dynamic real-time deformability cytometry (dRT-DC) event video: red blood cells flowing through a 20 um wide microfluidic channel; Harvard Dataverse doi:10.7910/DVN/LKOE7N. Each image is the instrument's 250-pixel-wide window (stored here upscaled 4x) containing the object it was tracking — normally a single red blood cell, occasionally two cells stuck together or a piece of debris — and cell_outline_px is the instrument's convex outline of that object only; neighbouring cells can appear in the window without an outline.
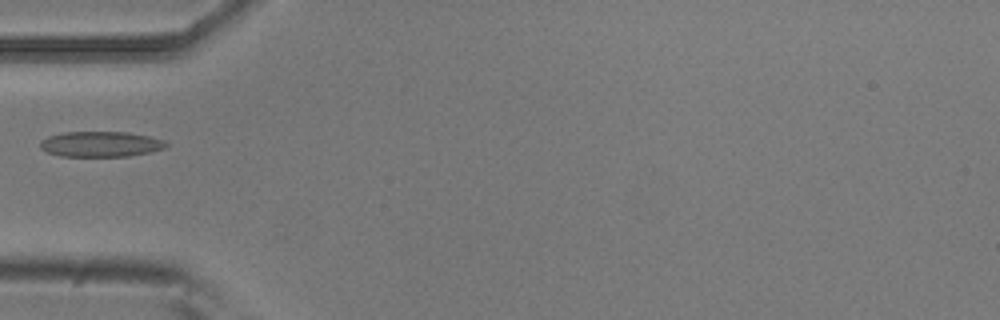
{"species": "common noctule bat (a hibernating species)", "species_latin": "Nyctalus noctula", "temperature_condition": "room temperature", "stored_images_in_passage": 4, "camera_frame_rate_fps": 3000, "um_per_image_px": 0.085, "animal": {"sex": "male", "body_mass_g": 20.5, "forearm_length_mm": 52.5}, "frame": {"image": 1, "passage_image": 3, "time_ms": 0.667, "image_size_px": [1000, 320], "cell_outline_px": [[168, 148], [128, 156], [60, 156], [48, 152], [40, 148], [40, 140], [48, 136], [64, 132], [128, 132], [148, 136], [164, 140], [168, 144]], "centroid_in_image_um": [8.56, 12.24], "position_along_channel_um": 76.4, "area_um2": 18.67}}
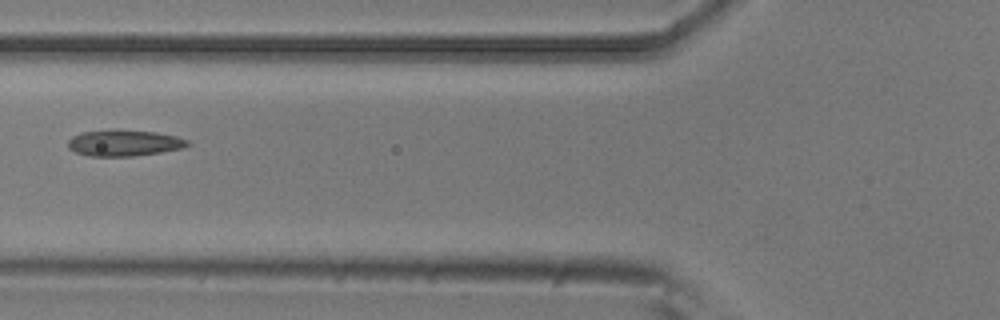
{"frame": {"image": 2, "passage_image": 4, "time_ms": 1.0, "image_size_px": [1000, 320], "cell_outline_px": [[192, 144], [180, 148], [160, 152], [132, 156], [88, 156], [76, 152], [68, 148], [68, 140], [72, 136], [84, 132], [156, 132], [176, 136], [188, 140]], "centroid_in_image_um": [10.56, 12.19], "position_along_channel_um": 115.2, "area_um2": 17.4}}